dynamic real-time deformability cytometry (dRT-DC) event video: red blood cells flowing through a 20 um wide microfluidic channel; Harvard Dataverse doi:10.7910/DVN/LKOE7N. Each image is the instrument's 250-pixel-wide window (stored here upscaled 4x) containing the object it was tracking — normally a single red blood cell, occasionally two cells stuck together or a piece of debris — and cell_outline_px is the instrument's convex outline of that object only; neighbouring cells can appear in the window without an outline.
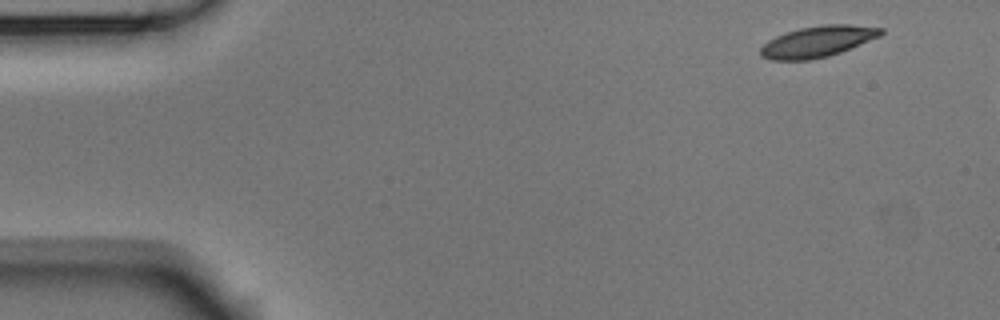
{"species": "Egyptian fruit bat (a non-hibernating species)", "species_latin": "Rousettus aegyptiacus", "temperature_condition": "room temperature", "stored_images_in_passage": 3, "camera_frame_rate_fps": 3000, "um_per_image_px": 0.085, "animal": {"sex": "male"}, "frame": {"image": 1, "passage_image": 1, "time_ms": 0.0, "image_size_px": [1000, 320], "cell_outline_px": [[884, 32], [880, 36], [840, 52], [828, 56], [808, 60], [772, 60], [760, 56], [760, 48], [768, 40], [784, 32], [800, 28], [824, 24], [848, 24], [884, 28]], "centroid_in_image_um": [69.48, 3.52], "position_along_channel_um": 15.5, "area_um2": 21.79}}